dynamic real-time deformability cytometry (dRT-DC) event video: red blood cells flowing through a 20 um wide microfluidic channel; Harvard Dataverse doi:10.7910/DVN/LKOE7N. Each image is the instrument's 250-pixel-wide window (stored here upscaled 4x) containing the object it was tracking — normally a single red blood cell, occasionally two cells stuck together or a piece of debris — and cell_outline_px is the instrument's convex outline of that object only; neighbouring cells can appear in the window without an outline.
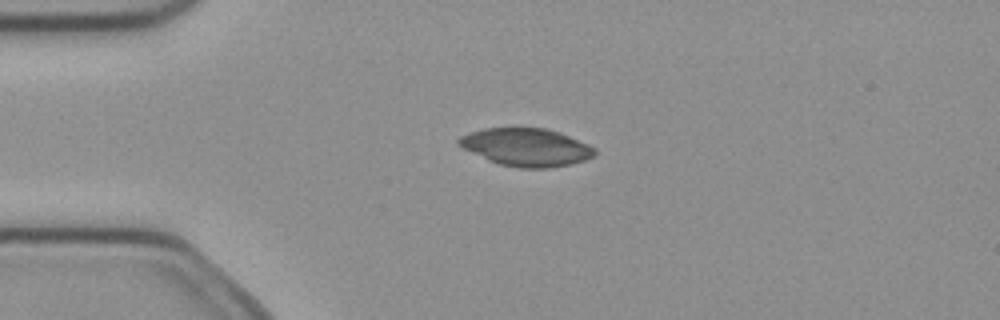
{"species": "common noctule bat (a hibernating species)", "species_latin": "Nyctalus noctula", "temperature_condition": "cold", "stored_images_in_passage": 6, "camera_frame_rate_fps": 3000, "um_per_image_px": 0.085, "animal": {"sex": "female", "body_mass_g": 21.9}, "frame": {"image": 1, "passage_image": 4, "time_ms": 1.0, "image_size_px": [1000, 320], "cell_outline_px": [[596, 156], [572, 164], [548, 168], [520, 168], [500, 164], [488, 160], [456, 144], [456, 140], [460, 136], [484, 128], [548, 128], [560, 132], [588, 144], [596, 148]], "centroid_in_image_um": [44.76, 12.51], "position_along_channel_um": 40.2, "area_um2": 30.0}}